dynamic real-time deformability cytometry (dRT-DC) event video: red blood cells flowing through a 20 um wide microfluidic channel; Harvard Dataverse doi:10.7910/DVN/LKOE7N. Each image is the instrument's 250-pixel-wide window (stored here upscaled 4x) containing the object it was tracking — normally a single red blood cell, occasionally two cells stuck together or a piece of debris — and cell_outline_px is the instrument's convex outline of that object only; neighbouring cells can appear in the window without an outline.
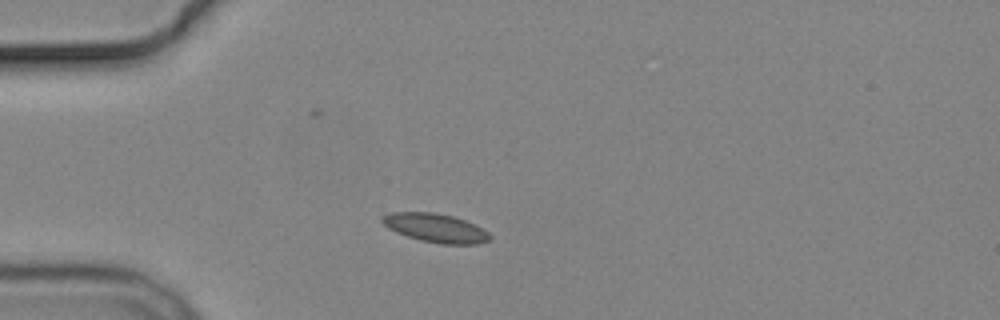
{"species": "common noctule bat (a hibernating species)", "species_latin": "Nyctalus noctula", "temperature_condition": "cold", "stored_images_in_passage": 5, "camera_frame_rate_fps": 3000, "um_per_image_px": 0.085, "animal": {"sex": "male", "body_mass_g": 19.2, "forearm_length_mm": 51.8}, "frame": {"image": 1, "passage_image": 1, "time_ms": 0.0, "image_size_px": [1000, 320], "cell_outline_px": [[492, 236], [488, 240], [480, 244], [440, 244], [420, 240], [396, 232], [388, 228], [380, 220], [380, 216], [392, 212], [432, 212], [452, 216], [476, 224], [488, 232]], "centroid_in_image_um": [37.02, 19.37], "position_along_channel_um": 48.0, "area_um2": 18.09}}
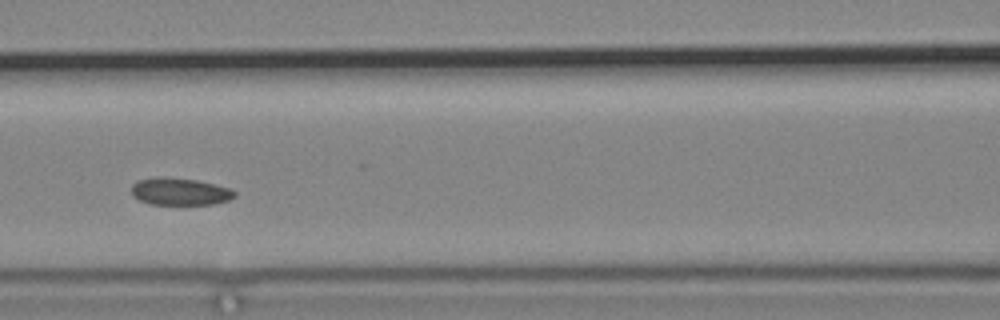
{"frame": {"image": 2, "passage_image": 4, "time_ms": 3.333, "image_size_px": [1000, 320], "cell_outline_px": [[236, 196], [228, 200], [212, 204], [148, 204], [132, 196], [132, 184], [136, 180], [164, 176], [196, 180], [228, 188], [236, 192]], "centroid_in_image_um": [15.24, 16.28], "position_along_channel_um": 151.4, "area_um2": 16.3}}
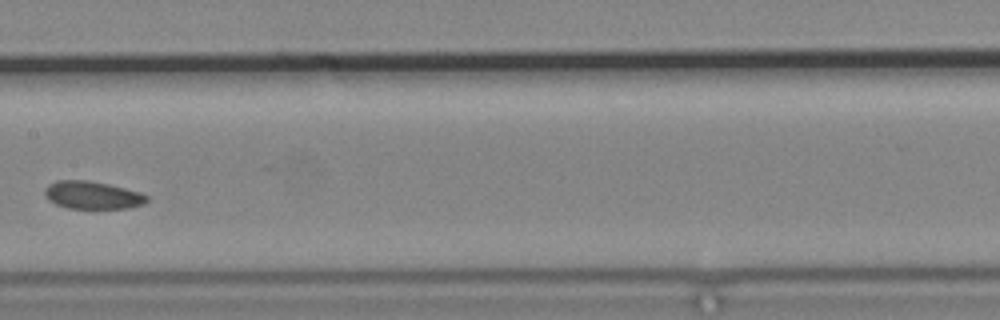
{"frame": {"image": 3, "passage_image": 5, "time_ms": 4.667, "image_size_px": [1000, 320], "cell_outline_px": [[148, 200], [144, 204], [128, 208], [68, 208], [56, 204], [48, 200], [44, 196], [44, 188], [48, 184], [56, 180], [88, 180], [108, 184], [140, 192], [148, 196]], "centroid_in_image_um": [7.82, 16.58], "position_along_channel_um": 199.6, "area_um2": 16.59}}